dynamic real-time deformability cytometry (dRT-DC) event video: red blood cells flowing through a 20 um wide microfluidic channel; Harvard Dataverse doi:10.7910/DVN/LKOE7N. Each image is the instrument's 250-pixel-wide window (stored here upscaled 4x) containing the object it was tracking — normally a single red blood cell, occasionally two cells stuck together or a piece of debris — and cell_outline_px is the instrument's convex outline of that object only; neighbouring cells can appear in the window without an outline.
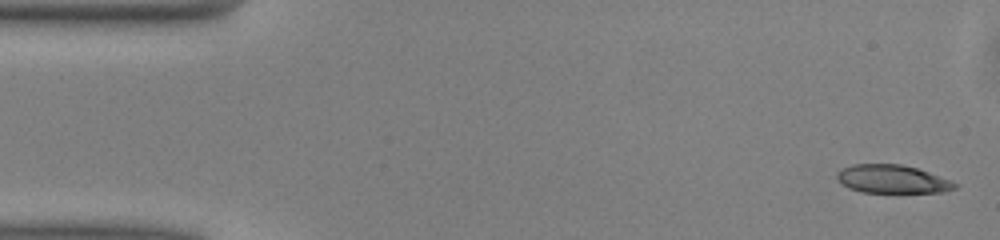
{"species": "common noctule bat (a hibernating species)", "species_latin": "Nyctalus noctula", "temperature_condition": "warm", "stored_images_in_passage": 8, "camera_frame_rate_fps": 3000, "um_per_image_px": 0.085, "animal": {"sex": "male", "body_mass_g": 13.0, "forearm_length_mm": 53.1}, "frame": {"image": 1, "passage_image": 1, "time_ms": 0.0, "image_size_px": [1000, 240], "cell_outline_px": [[960, 184], [956, 188], [944, 192], [860, 192], [848, 188], [840, 184], [836, 176], [836, 172], [852, 164], [900, 164], [916, 168], [952, 180]], "centroid_in_image_um": [75.84, 15.23], "position_along_channel_um": 9.2, "area_um2": 19.54}}